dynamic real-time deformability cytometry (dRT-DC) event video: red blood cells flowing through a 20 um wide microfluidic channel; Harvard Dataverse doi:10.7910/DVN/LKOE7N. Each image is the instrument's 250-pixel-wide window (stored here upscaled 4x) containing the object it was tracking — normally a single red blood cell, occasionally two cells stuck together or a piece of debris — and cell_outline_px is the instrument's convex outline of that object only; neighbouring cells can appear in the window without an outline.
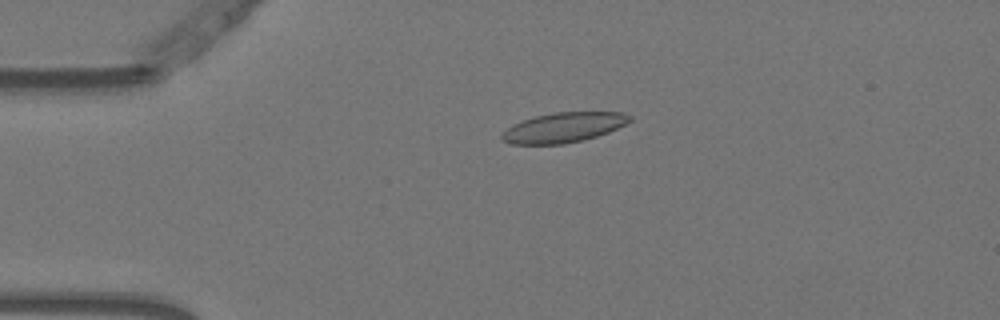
{"species": "Egyptian fruit bat (a non-hibernating species)", "species_latin": "Rousettus aegyptiacus", "temperature_condition": "warm", "stored_images_in_passage": 54, "camera_frame_rate_fps": 3000, "um_per_image_px": 0.085, "animal": {"sex": "female"}, "frame": {"image": 1, "passage_image": 12, "time_ms": 3.667, "image_size_px": [1000, 320], "cell_outline_px": [[632, 120], [608, 132], [584, 140], [564, 144], [512, 144], [504, 140], [500, 136], [508, 128], [524, 120], [536, 116], [552, 112], [624, 112], [632, 116]], "centroid_in_image_um": [47.95, 10.83], "position_along_channel_um": 37.1, "area_um2": 22.02}}
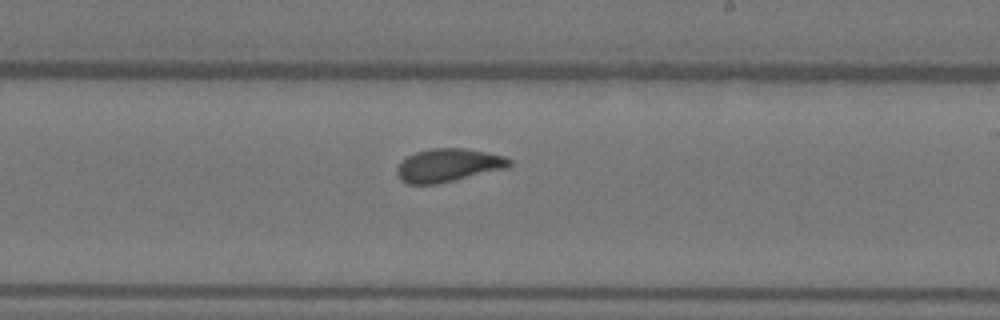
{"frame": {"image": 2, "passage_image": 32, "time_ms": 10.333, "image_size_px": [1000, 320], "cell_outline_px": [[512, 164], [508, 168], [436, 184], [408, 184], [400, 180], [396, 172], [396, 168], [408, 156], [416, 152], [432, 148], [464, 148], [488, 152], [504, 156], [512, 160]], "centroid_in_image_um": [38.13, 14.04], "position_along_channel_um": 250.9, "area_um2": 21.73}}
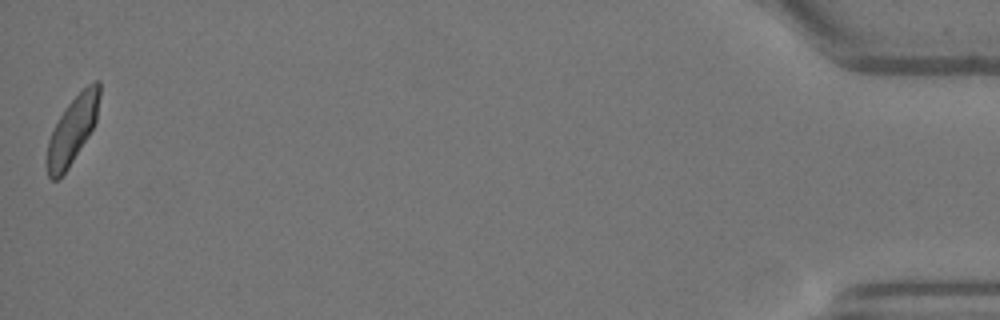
{"frame": {"image": 3, "passage_image": 54, "time_ms": 17.667, "image_size_px": [1000, 320], "cell_outline_px": [[100, 96], [96, 120], [88, 136], [68, 168], [56, 180], [52, 180], [48, 176], [48, 140], [60, 116], [68, 104], [88, 84], [96, 80], [100, 80]], "centroid_in_image_um": [6.19, 11.01], "position_along_channel_um": 429.0, "area_um2": 19.83}, "authors_computed_cell_mechanics": {"area_um2": 21.7328, "velocity_mm_per_s": 3.7224, "shape_relaxation_time_tau1_ms": null, "shape_relaxation_time_tau2_ms": 1.1775, "deformation_change_tau1": null, "deformation_change_tau2": 0.0574}}